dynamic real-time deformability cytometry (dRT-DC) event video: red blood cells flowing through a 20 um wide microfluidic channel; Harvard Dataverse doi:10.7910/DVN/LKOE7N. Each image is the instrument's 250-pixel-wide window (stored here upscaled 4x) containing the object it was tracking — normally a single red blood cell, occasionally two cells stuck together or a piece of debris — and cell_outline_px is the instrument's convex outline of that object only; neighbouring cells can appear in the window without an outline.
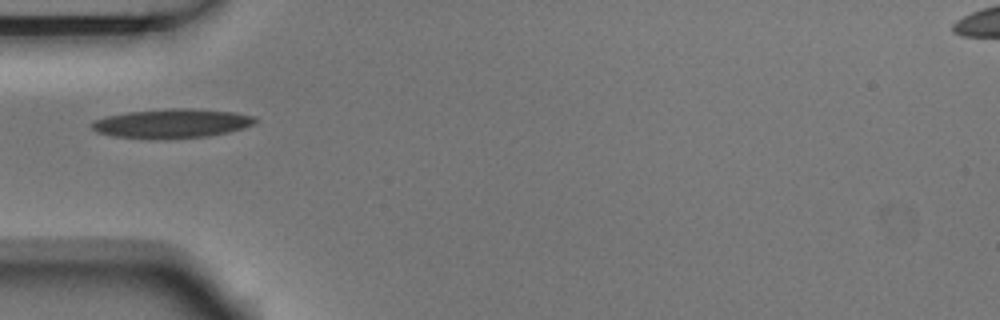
{"species": "Egyptian fruit bat (a non-hibernating species)", "species_latin": "Rousettus aegyptiacus", "temperature_condition": "room temperature", "stored_images_in_passage": 6, "camera_frame_rate_fps": 3000, "um_per_image_px": 0.085, "animal": {"sex": "male"}, "frame": {"image": 1, "passage_image": 5, "time_ms": 1.333, "image_size_px": [1000, 320], "cell_outline_px": [[256, 120], [252, 124], [244, 128], [228, 132], [208, 136], [112, 136], [96, 132], [92, 128], [92, 124], [96, 120], [108, 116], [128, 112], [172, 108], [188, 108], [236, 112], [256, 116]], "centroid_in_image_um": [14.69, 10.44], "position_along_channel_um": 70.3, "area_um2": 26.47}}
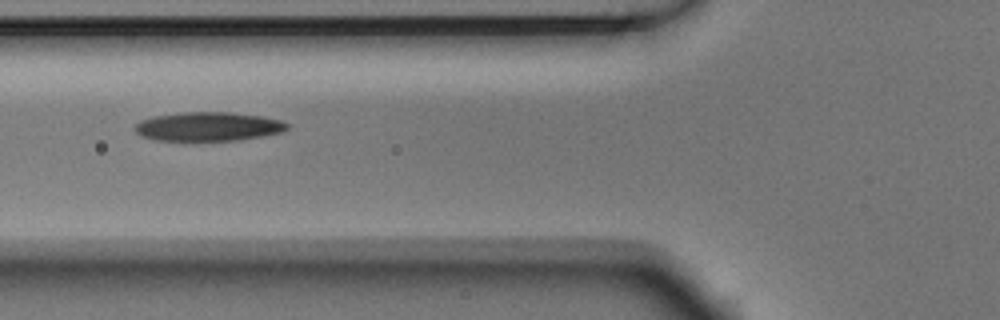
{"frame": {"image": 2, "passage_image": 6, "time_ms": 1.667, "image_size_px": [1000, 320], "cell_outline_px": [[292, 124], [284, 132], [240, 140], [152, 140], [140, 136], [132, 128], [140, 120], [156, 116], [184, 112], [228, 112], [260, 116], [280, 120]], "centroid_in_image_um": [17.71, 10.76], "position_along_channel_um": 108.1, "area_um2": 25.78}}